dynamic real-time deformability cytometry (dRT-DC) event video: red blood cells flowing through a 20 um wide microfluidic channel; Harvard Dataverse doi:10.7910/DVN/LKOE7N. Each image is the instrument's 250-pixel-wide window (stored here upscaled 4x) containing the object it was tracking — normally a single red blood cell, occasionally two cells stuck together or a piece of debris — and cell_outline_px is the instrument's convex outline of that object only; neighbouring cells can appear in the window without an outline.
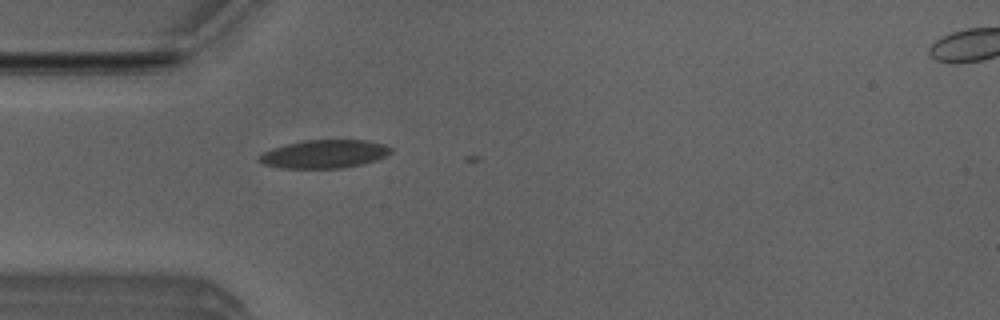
{"species": "Egyptian fruit bat (a non-hibernating species)", "species_latin": "Rousettus aegyptiacus", "temperature_condition": "room temperature", "stored_images_in_passage": 5, "camera_frame_rate_fps": 3000, "um_per_image_px": 0.085, "animal": {"sex": "male"}, "frame": {"image": 1, "passage_image": 4, "time_ms": 1.0, "image_size_px": [1000, 320], "cell_outline_px": [[392, 152], [376, 160], [364, 164], [340, 168], [280, 168], [264, 164], [256, 160], [256, 156], [272, 148], [304, 140], [368, 140], [384, 144], [392, 148]], "centroid_in_image_um": [27.55, 13.09], "position_along_channel_um": 57.4, "area_um2": 21.79}}